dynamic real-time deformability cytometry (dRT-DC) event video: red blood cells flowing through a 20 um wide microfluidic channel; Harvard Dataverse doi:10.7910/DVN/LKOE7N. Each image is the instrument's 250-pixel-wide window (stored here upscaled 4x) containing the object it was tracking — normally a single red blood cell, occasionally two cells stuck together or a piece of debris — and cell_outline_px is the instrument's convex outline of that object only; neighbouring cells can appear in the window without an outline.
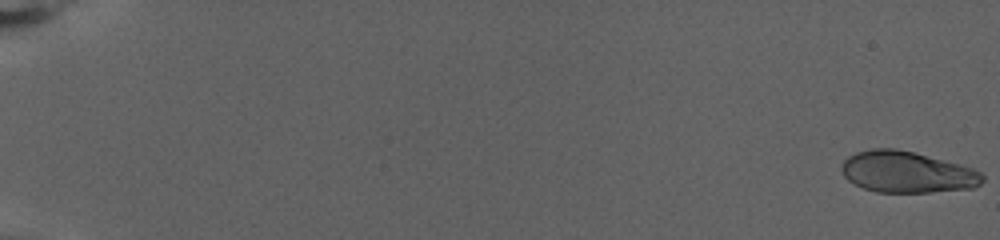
{"species": "human", "species_latin": "Homo sapiens", "temperature_condition": "warm", "stored_images_in_passage": 78, "camera_frame_rate_fps": 3000, "um_per_image_px": 0.085, "donor": {"sex": "female"}, "frame": {"image": 1, "passage_image": 1, "time_ms": 0.0, "image_size_px": [1000, 240], "cell_outline_px": [[984, 180], [980, 184], [972, 188], [928, 192], [876, 192], [864, 188], [848, 180], [844, 176], [840, 168], [840, 164], [848, 156], [856, 152], [872, 148], [896, 148], [912, 152], [972, 168], [980, 172], [984, 176]], "centroid_in_image_um": [77.05, 14.62], "position_along_channel_um": 8.0, "area_um2": 33.7}}
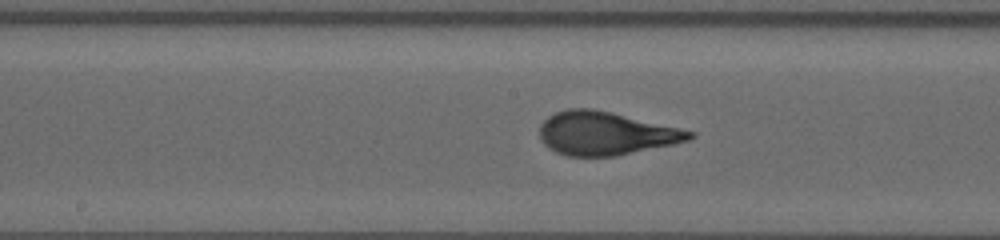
{"frame": {"image": 2, "passage_image": 44, "time_ms": 14.333, "image_size_px": [1000, 240], "cell_outline_px": [[696, 136], [692, 140], [616, 156], [568, 156], [556, 152], [548, 148], [540, 140], [540, 124], [548, 116], [556, 112], [568, 108], [592, 108], [696, 132]], "centroid_in_image_um": [51.46, 11.34], "position_along_channel_um": 196.7, "area_um2": 37.74}}
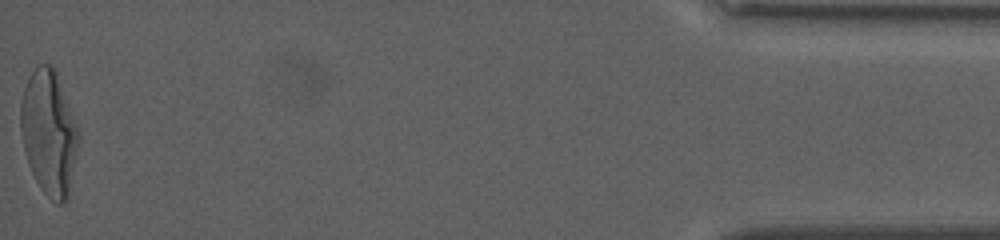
{"frame": {"image": 3, "passage_image": 78, "time_ms": 25.667, "image_size_px": [1000, 240], "cell_outline_px": [[80, 136], [68, 196], [60, 204], [56, 204], [40, 188], [28, 164], [20, 132], [20, 104], [24, 88], [28, 76], [36, 64], [52, 64], [56, 72], [76, 124]], "centroid_in_image_um": [4.13, 11.25], "position_along_channel_um": 431.1, "area_um2": 41.85}, "authors_computed_cell_mechanics": {"area_um2": 36.5585, "velocity_mm_per_s": 2.7928, "shape_relaxation_time_tau1_ms": 5.976, "shape_relaxation_time_tau2_ms": null, "deformation_change_tau1": 0.2503, "deformation_change_tau2": null}}